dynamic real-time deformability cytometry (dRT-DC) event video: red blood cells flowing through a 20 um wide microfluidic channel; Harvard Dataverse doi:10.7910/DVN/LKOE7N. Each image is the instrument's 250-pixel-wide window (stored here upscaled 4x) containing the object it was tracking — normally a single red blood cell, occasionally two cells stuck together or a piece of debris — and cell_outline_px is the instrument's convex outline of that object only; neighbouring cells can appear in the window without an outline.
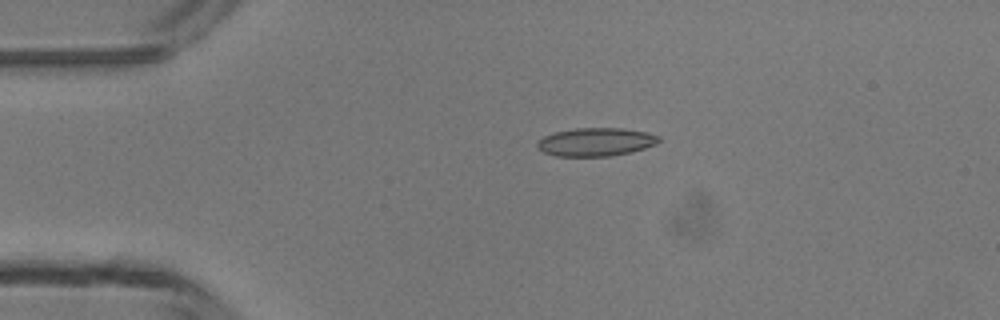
{"species": "common noctule bat (a hibernating species)", "species_latin": "Nyctalus noctula", "temperature_condition": "room temperature", "stored_images_in_passage": 2, "camera_frame_rate_fps": 3000, "um_per_image_px": 0.085, "animal": {"sex": "male", "body_mass_g": 13.3}, "frame": {"image": 1, "passage_image": 1, "time_ms": 0.0, "image_size_px": [1000, 320], "cell_outline_px": [[660, 140], [656, 144], [632, 152], [612, 156], [556, 156], [544, 152], [536, 148], [536, 140], [544, 136], [556, 132], [576, 128], [624, 128], [644, 132], [660, 136]], "centroid_in_image_um": [50.62, 12.07], "position_along_channel_um": 34.4, "area_um2": 20.11}}